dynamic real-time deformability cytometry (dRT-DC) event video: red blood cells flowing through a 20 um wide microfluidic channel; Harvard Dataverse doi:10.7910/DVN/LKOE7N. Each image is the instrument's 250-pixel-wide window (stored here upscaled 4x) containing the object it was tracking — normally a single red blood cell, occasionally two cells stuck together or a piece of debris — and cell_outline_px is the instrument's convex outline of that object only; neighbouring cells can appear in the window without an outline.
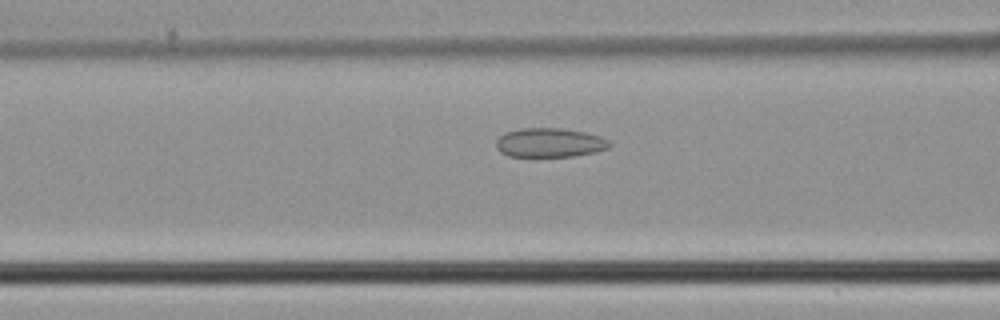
{"species": "common noctule bat (a hibernating species)", "species_latin": "Nyctalus noctula", "temperature_condition": "cold", "stored_images_in_passage": 46, "camera_frame_rate_fps": 3000, "um_per_image_px": 0.085, "animal": {"sex": "male", "body_mass_g": 21.5, "forearm_length_mm": 52.0}, "frame": {"image": 1, "passage_image": 18, "time_ms": 5.667, "image_size_px": [1000, 320], "cell_outline_px": [[612, 144], [608, 148], [596, 152], [572, 156], [508, 156], [500, 152], [496, 148], [496, 140], [504, 132], [520, 128], [560, 128], [584, 132], [600, 136], [608, 140]], "centroid_in_image_um": [46.7, 12.12], "position_along_channel_um": 119.9, "area_um2": 19.31}}
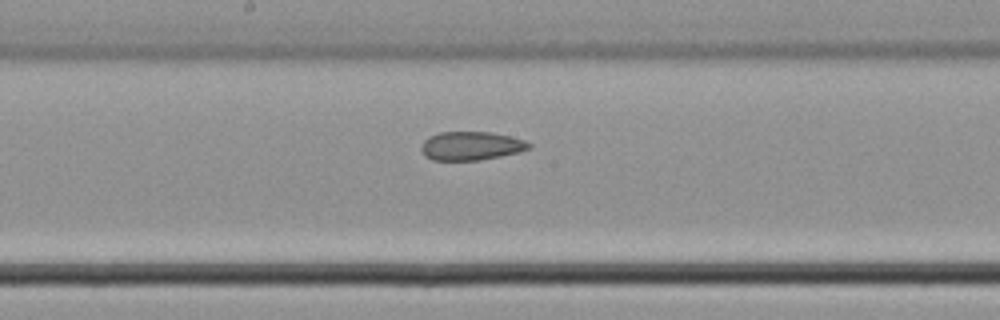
{"frame": {"image": 2, "passage_image": 24, "time_ms": 7.667, "image_size_px": [1000, 320], "cell_outline_px": [[532, 148], [520, 152], [480, 160], [432, 160], [424, 156], [420, 148], [424, 140], [428, 136], [440, 132], [488, 132], [508, 136], [524, 140], [532, 144]], "centroid_in_image_um": [40.03, 12.4], "position_along_channel_um": 208.2, "area_um2": 18.03}}
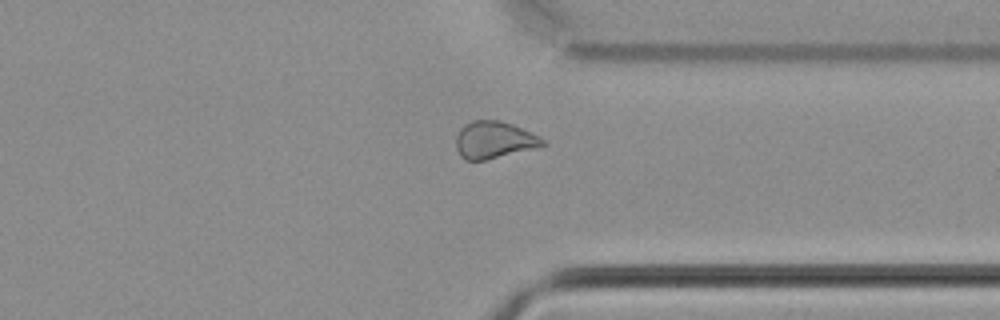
{"frame": {"image": 3, "passage_image": 35, "time_ms": 11.333, "image_size_px": [1000, 320], "cell_outline_px": [[548, 144], [484, 160], [464, 160], [460, 156], [456, 148], [456, 136], [460, 128], [464, 124], [472, 120], [496, 120], [512, 124], [544, 140]], "centroid_in_image_um": [41.91, 11.89], "position_along_channel_um": 369.5, "area_um2": 18.32}}